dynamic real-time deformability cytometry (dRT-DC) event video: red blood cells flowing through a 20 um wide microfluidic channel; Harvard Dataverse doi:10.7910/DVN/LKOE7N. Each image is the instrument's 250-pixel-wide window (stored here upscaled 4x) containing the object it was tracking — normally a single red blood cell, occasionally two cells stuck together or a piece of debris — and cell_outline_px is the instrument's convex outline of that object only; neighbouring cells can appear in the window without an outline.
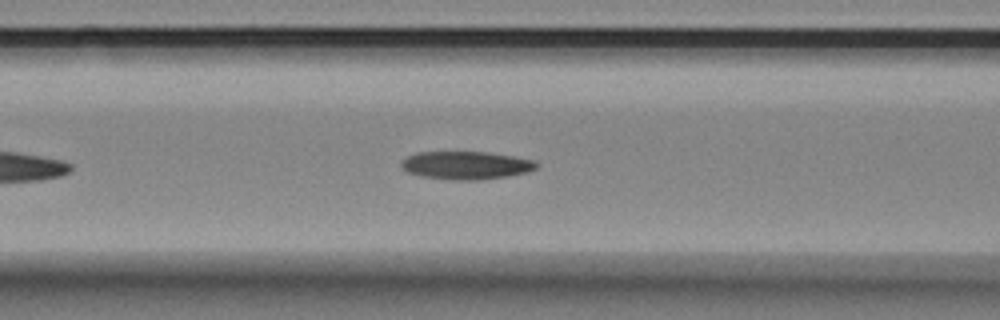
{"species": "Egyptian fruit bat (a non-hibernating species)", "species_latin": "Rousettus aegyptiacus", "temperature_condition": "room temperature", "stored_images_in_passage": 16, "camera_frame_rate_fps": 3000, "um_per_image_px": 0.085, "animal": {"sex": "female"}, "frame": {"image": 1, "passage_image": 12, "time_ms": 3.667, "image_size_px": [1000, 320], "cell_outline_px": [[540, 164], [536, 168], [528, 172], [508, 176], [480, 180], [456, 180], [420, 176], [408, 172], [400, 164], [400, 160], [416, 152], [488, 152], [536, 160]], "centroid_in_image_um": [39.64, 14.05], "position_along_channel_um": 127.0, "area_um2": 22.2}}